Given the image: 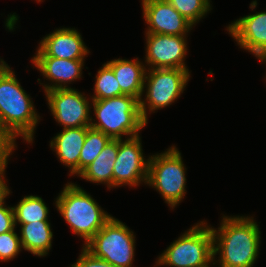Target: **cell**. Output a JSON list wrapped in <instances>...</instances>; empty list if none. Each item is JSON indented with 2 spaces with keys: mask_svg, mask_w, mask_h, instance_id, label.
Returning <instances> with one entry per match:
<instances>
[{
  "mask_svg": "<svg viewBox=\"0 0 266 267\" xmlns=\"http://www.w3.org/2000/svg\"><path fill=\"white\" fill-rule=\"evenodd\" d=\"M146 61L151 69H188L184 63L187 53L186 36L146 34Z\"/></svg>",
  "mask_w": 266,
  "mask_h": 267,
  "instance_id": "11",
  "label": "cell"
},
{
  "mask_svg": "<svg viewBox=\"0 0 266 267\" xmlns=\"http://www.w3.org/2000/svg\"><path fill=\"white\" fill-rule=\"evenodd\" d=\"M220 225L218 231L211 227L214 260L220 253V267H252L261 239L257 223L248 216H224Z\"/></svg>",
  "mask_w": 266,
  "mask_h": 267,
  "instance_id": "1",
  "label": "cell"
},
{
  "mask_svg": "<svg viewBox=\"0 0 266 267\" xmlns=\"http://www.w3.org/2000/svg\"><path fill=\"white\" fill-rule=\"evenodd\" d=\"M185 169L181 153L175 146L149 157L147 184L157 189L171 208L185 196Z\"/></svg>",
  "mask_w": 266,
  "mask_h": 267,
  "instance_id": "7",
  "label": "cell"
},
{
  "mask_svg": "<svg viewBox=\"0 0 266 267\" xmlns=\"http://www.w3.org/2000/svg\"><path fill=\"white\" fill-rule=\"evenodd\" d=\"M15 224L48 221V207L39 196H25L13 207Z\"/></svg>",
  "mask_w": 266,
  "mask_h": 267,
  "instance_id": "20",
  "label": "cell"
},
{
  "mask_svg": "<svg viewBox=\"0 0 266 267\" xmlns=\"http://www.w3.org/2000/svg\"><path fill=\"white\" fill-rule=\"evenodd\" d=\"M55 203L73 232L84 238V245L112 217L86 191L73 183L66 184Z\"/></svg>",
  "mask_w": 266,
  "mask_h": 267,
  "instance_id": "3",
  "label": "cell"
},
{
  "mask_svg": "<svg viewBox=\"0 0 266 267\" xmlns=\"http://www.w3.org/2000/svg\"><path fill=\"white\" fill-rule=\"evenodd\" d=\"M71 267H114L103 259L94 257L84 247L76 263Z\"/></svg>",
  "mask_w": 266,
  "mask_h": 267,
  "instance_id": "26",
  "label": "cell"
},
{
  "mask_svg": "<svg viewBox=\"0 0 266 267\" xmlns=\"http://www.w3.org/2000/svg\"><path fill=\"white\" fill-rule=\"evenodd\" d=\"M94 92L95 96L91 98L92 100H102L124 95L121 92L113 70L107 64H104L96 75Z\"/></svg>",
  "mask_w": 266,
  "mask_h": 267,
  "instance_id": "22",
  "label": "cell"
},
{
  "mask_svg": "<svg viewBox=\"0 0 266 267\" xmlns=\"http://www.w3.org/2000/svg\"><path fill=\"white\" fill-rule=\"evenodd\" d=\"M188 22L195 25L208 11L210 0H167Z\"/></svg>",
  "mask_w": 266,
  "mask_h": 267,
  "instance_id": "23",
  "label": "cell"
},
{
  "mask_svg": "<svg viewBox=\"0 0 266 267\" xmlns=\"http://www.w3.org/2000/svg\"><path fill=\"white\" fill-rule=\"evenodd\" d=\"M34 66L54 84L45 85L44 90L66 89L68 82L77 80L82 75L84 60L60 59L54 57H33Z\"/></svg>",
  "mask_w": 266,
  "mask_h": 267,
  "instance_id": "15",
  "label": "cell"
},
{
  "mask_svg": "<svg viewBox=\"0 0 266 267\" xmlns=\"http://www.w3.org/2000/svg\"><path fill=\"white\" fill-rule=\"evenodd\" d=\"M87 126L63 128L50 142L60 162L70 168V175H79V157L86 138Z\"/></svg>",
  "mask_w": 266,
  "mask_h": 267,
  "instance_id": "16",
  "label": "cell"
},
{
  "mask_svg": "<svg viewBox=\"0 0 266 267\" xmlns=\"http://www.w3.org/2000/svg\"><path fill=\"white\" fill-rule=\"evenodd\" d=\"M205 222L197 223L175 240L160 257L157 265L172 267H209L214 260L213 234Z\"/></svg>",
  "mask_w": 266,
  "mask_h": 267,
  "instance_id": "5",
  "label": "cell"
},
{
  "mask_svg": "<svg viewBox=\"0 0 266 267\" xmlns=\"http://www.w3.org/2000/svg\"><path fill=\"white\" fill-rule=\"evenodd\" d=\"M111 138L102 131L87 126L86 138L79 157V174L100 154Z\"/></svg>",
  "mask_w": 266,
  "mask_h": 267,
  "instance_id": "21",
  "label": "cell"
},
{
  "mask_svg": "<svg viewBox=\"0 0 266 267\" xmlns=\"http://www.w3.org/2000/svg\"><path fill=\"white\" fill-rule=\"evenodd\" d=\"M139 136L118 139V154L113 167V187L127 184L137 186L147 184L149 159L143 157Z\"/></svg>",
  "mask_w": 266,
  "mask_h": 267,
  "instance_id": "9",
  "label": "cell"
},
{
  "mask_svg": "<svg viewBox=\"0 0 266 267\" xmlns=\"http://www.w3.org/2000/svg\"><path fill=\"white\" fill-rule=\"evenodd\" d=\"M16 138L6 129L0 127V171H5L9 155L15 149Z\"/></svg>",
  "mask_w": 266,
  "mask_h": 267,
  "instance_id": "25",
  "label": "cell"
},
{
  "mask_svg": "<svg viewBox=\"0 0 266 267\" xmlns=\"http://www.w3.org/2000/svg\"><path fill=\"white\" fill-rule=\"evenodd\" d=\"M227 30L241 48L263 62L266 58V12L241 17L231 23Z\"/></svg>",
  "mask_w": 266,
  "mask_h": 267,
  "instance_id": "13",
  "label": "cell"
},
{
  "mask_svg": "<svg viewBox=\"0 0 266 267\" xmlns=\"http://www.w3.org/2000/svg\"><path fill=\"white\" fill-rule=\"evenodd\" d=\"M48 105L55 120L65 128L90 126L89 101L73 88L45 91Z\"/></svg>",
  "mask_w": 266,
  "mask_h": 267,
  "instance_id": "10",
  "label": "cell"
},
{
  "mask_svg": "<svg viewBox=\"0 0 266 267\" xmlns=\"http://www.w3.org/2000/svg\"><path fill=\"white\" fill-rule=\"evenodd\" d=\"M134 237L124 223L111 217L83 247L114 267H131L135 254Z\"/></svg>",
  "mask_w": 266,
  "mask_h": 267,
  "instance_id": "6",
  "label": "cell"
},
{
  "mask_svg": "<svg viewBox=\"0 0 266 267\" xmlns=\"http://www.w3.org/2000/svg\"><path fill=\"white\" fill-rule=\"evenodd\" d=\"M146 34L185 36L193 27L167 0H142Z\"/></svg>",
  "mask_w": 266,
  "mask_h": 267,
  "instance_id": "12",
  "label": "cell"
},
{
  "mask_svg": "<svg viewBox=\"0 0 266 267\" xmlns=\"http://www.w3.org/2000/svg\"><path fill=\"white\" fill-rule=\"evenodd\" d=\"M95 116L99 122H91L90 127L102 131L111 139L139 136L138 132L146 126L140 113V102L130 95L92 100Z\"/></svg>",
  "mask_w": 266,
  "mask_h": 267,
  "instance_id": "4",
  "label": "cell"
},
{
  "mask_svg": "<svg viewBox=\"0 0 266 267\" xmlns=\"http://www.w3.org/2000/svg\"><path fill=\"white\" fill-rule=\"evenodd\" d=\"M146 71L148 72L145 74L144 82H148L147 86L146 83L143 86L147 88L146 100L141 98L139 102L141 116L147 123L146 109L154 111L171 105L183 93L190 74L188 69L162 68Z\"/></svg>",
  "mask_w": 266,
  "mask_h": 267,
  "instance_id": "8",
  "label": "cell"
},
{
  "mask_svg": "<svg viewBox=\"0 0 266 267\" xmlns=\"http://www.w3.org/2000/svg\"><path fill=\"white\" fill-rule=\"evenodd\" d=\"M48 221L21 224V246L36 256H44L51 249L53 233Z\"/></svg>",
  "mask_w": 266,
  "mask_h": 267,
  "instance_id": "19",
  "label": "cell"
},
{
  "mask_svg": "<svg viewBox=\"0 0 266 267\" xmlns=\"http://www.w3.org/2000/svg\"><path fill=\"white\" fill-rule=\"evenodd\" d=\"M88 51L77 30L61 28L41 40L34 57L84 60V57L89 53Z\"/></svg>",
  "mask_w": 266,
  "mask_h": 267,
  "instance_id": "14",
  "label": "cell"
},
{
  "mask_svg": "<svg viewBox=\"0 0 266 267\" xmlns=\"http://www.w3.org/2000/svg\"><path fill=\"white\" fill-rule=\"evenodd\" d=\"M114 72L117 78L121 92L124 95H130L139 101L144 92V79L146 68L136 59H114L106 63Z\"/></svg>",
  "mask_w": 266,
  "mask_h": 267,
  "instance_id": "17",
  "label": "cell"
},
{
  "mask_svg": "<svg viewBox=\"0 0 266 267\" xmlns=\"http://www.w3.org/2000/svg\"><path fill=\"white\" fill-rule=\"evenodd\" d=\"M118 154V139H111L95 160L78 176L93 183H105L113 187V167Z\"/></svg>",
  "mask_w": 266,
  "mask_h": 267,
  "instance_id": "18",
  "label": "cell"
},
{
  "mask_svg": "<svg viewBox=\"0 0 266 267\" xmlns=\"http://www.w3.org/2000/svg\"><path fill=\"white\" fill-rule=\"evenodd\" d=\"M14 231L15 230L0 234L1 261H9L15 258L22 248L20 237Z\"/></svg>",
  "mask_w": 266,
  "mask_h": 267,
  "instance_id": "24",
  "label": "cell"
},
{
  "mask_svg": "<svg viewBox=\"0 0 266 267\" xmlns=\"http://www.w3.org/2000/svg\"><path fill=\"white\" fill-rule=\"evenodd\" d=\"M39 119L29 95L8 64L0 59V127L31 143Z\"/></svg>",
  "mask_w": 266,
  "mask_h": 267,
  "instance_id": "2",
  "label": "cell"
},
{
  "mask_svg": "<svg viewBox=\"0 0 266 267\" xmlns=\"http://www.w3.org/2000/svg\"><path fill=\"white\" fill-rule=\"evenodd\" d=\"M5 171H0V204L5 202V198L10 193V190L8 189V186L6 185L4 179V173ZM4 178V179H3Z\"/></svg>",
  "mask_w": 266,
  "mask_h": 267,
  "instance_id": "28",
  "label": "cell"
},
{
  "mask_svg": "<svg viewBox=\"0 0 266 267\" xmlns=\"http://www.w3.org/2000/svg\"><path fill=\"white\" fill-rule=\"evenodd\" d=\"M5 202L0 204V234L15 230L13 207H6Z\"/></svg>",
  "mask_w": 266,
  "mask_h": 267,
  "instance_id": "27",
  "label": "cell"
}]
</instances>
